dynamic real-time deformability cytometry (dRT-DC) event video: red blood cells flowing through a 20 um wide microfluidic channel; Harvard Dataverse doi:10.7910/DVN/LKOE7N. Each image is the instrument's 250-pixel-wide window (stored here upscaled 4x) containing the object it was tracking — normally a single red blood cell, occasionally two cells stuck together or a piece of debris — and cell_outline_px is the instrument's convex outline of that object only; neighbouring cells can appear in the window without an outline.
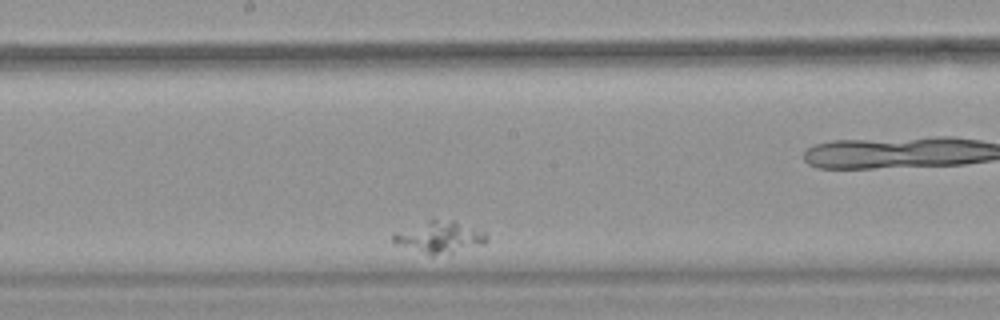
{"species": "common noctule bat (a hibernating species)", "species_latin": "Nyctalus noctula", "temperature_condition": "warm", "stored_images_in_passage": 24, "camera_frame_rate_fps": 3000, "um_per_image_px": 0.085, "animal": {"sex": "female", "body_mass_g": 18.4}, "frame": {"image": 1, "passage_image": 7, "time_ms": 2.0, "image_size_px": [1000, 320], "cell_outline_px": [[488, 240], [484, 244], [452, 252], [432, 256], [428, 256], [396, 244], [392, 240], [392, 236], [396, 232], [428, 220], [452, 220], [484, 232], [488, 236]], "centroid_in_image_um": [37.34, 20.18], "position_along_channel_um": 210.9, "area_um2": 17.05}}